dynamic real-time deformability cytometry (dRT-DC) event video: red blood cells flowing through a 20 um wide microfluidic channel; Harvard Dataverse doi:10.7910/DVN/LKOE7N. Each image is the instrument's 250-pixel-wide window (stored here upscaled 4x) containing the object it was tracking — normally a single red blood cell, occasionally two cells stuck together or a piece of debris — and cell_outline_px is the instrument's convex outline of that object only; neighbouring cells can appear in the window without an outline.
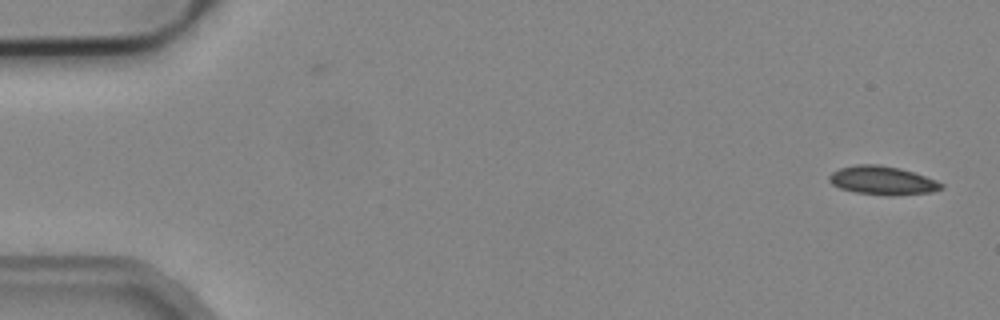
{"species": "common noctule bat (a hibernating species)", "species_latin": "Nyctalus noctula", "temperature_condition": "cold", "stored_images_in_passage": 53, "camera_frame_rate_fps": 3000, "um_per_image_px": 0.085, "animal": {"sex": "male", "body_mass_g": 19.2, "forearm_length_mm": 51.8}, "frame": {"image": 1, "passage_image": 1, "time_ms": 0.0, "image_size_px": [1000, 320], "cell_outline_px": [[944, 188], [932, 192], [892, 196], [884, 196], [856, 192], [840, 188], [832, 184], [828, 180], [828, 176], [832, 172], [840, 168], [856, 164], [880, 164], [900, 168], [936, 180], [944, 184]], "centroid_in_image_um": [75.01, 15.34], "position_along_channel_um": 10.0, "area_um2": 18.84}}
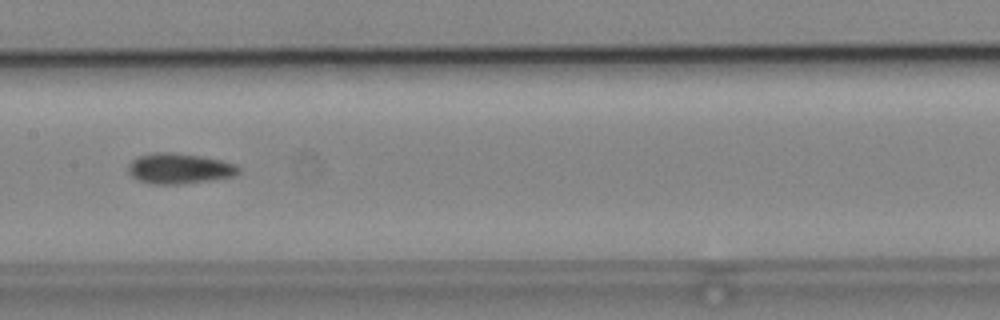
{"frame": {"image": 2, "passage_image": 26, "time_ms": 8.333, "image_size_px": [1000, 320], "cell_outline_px": [[240, 172], [232, 176], [208, 180], [180, 184], [152, 184], [140, 180], [132, 176], [128, 172], [128, 164], [132, 160], [140, 156], [156, 152], [172, 152], [204, 156], [236, 164], [240, 168]], "centroid_in_image_um": [15.24, 14.31], "position_along_channel_um": 192.2, "area_um2": 19.48}}
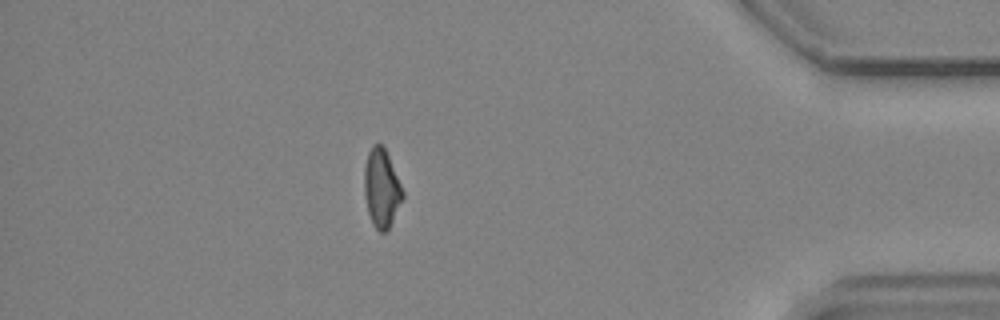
{"frame": {"image": 3, "passage_image": 46, "time_ms": 15.0, "image_size_px": [1000, 320], "cell_outline_px": [[404, 200], [388, 228], [384, 232], [380, 232], [372, 224], [368, 212], [364, 192], [364, 168], [368, 152], [372, 144], [380, 144], [384, 148], [388, 156], [404, 192]], "centroid_in_image_um": [32.43, 16.01], "position_along_channel_um": 402.8, "area_um2": 17.46}, "authors_computed_cell_mechanics": {"area_um2": 18.6694, "velocity_mm_per_s": 3.808, "shape_relaxation_time_tau1_ms": 9.6339, "shape_relaxation_time_tau2_ms": null, "deformation_change_tau1": 0.1449, "deformation_change_tau2": null}}